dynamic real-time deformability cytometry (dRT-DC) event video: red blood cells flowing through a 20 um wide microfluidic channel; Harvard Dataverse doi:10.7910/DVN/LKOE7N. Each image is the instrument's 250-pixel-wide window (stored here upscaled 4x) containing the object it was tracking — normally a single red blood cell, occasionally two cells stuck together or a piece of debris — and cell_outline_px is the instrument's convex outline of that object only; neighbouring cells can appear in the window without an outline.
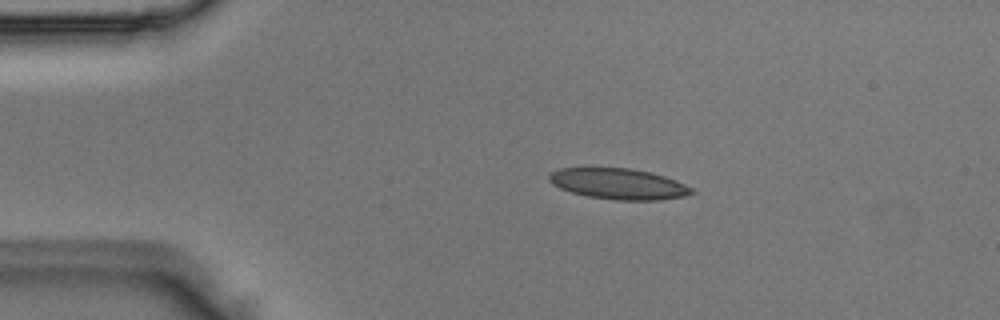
{"species": "Egyptian fruit bat (a non-hibernating species)", "species_latin": "Rousettus aegyptiacus", "temperature_condition": "room temperature", "stored_images_in_passage": 3, "camera_frame_rate_fps": 3000, "um_per_image_px": 0.085, "animal": {"sex": "male"}, "frame": {"image": 1, "passage_image": 2, "time_ms": 0.333, "image_size_px": [1000, 320], "cell_outline_px": [[696, 192], [684, 196], [660, 200], [616, 200], [588, 196], [572, 192], [560, 188], [552, 184], [548, 180], [548, 176], [552, 172], [560, 168], [588, 164], [632, 168], [664, 176], [676, 180], [692, 188]], "centroid_in_image_um": [52.5, 15.57], "position_along_channel_um": 32.5, "area_um2": 26.53}}